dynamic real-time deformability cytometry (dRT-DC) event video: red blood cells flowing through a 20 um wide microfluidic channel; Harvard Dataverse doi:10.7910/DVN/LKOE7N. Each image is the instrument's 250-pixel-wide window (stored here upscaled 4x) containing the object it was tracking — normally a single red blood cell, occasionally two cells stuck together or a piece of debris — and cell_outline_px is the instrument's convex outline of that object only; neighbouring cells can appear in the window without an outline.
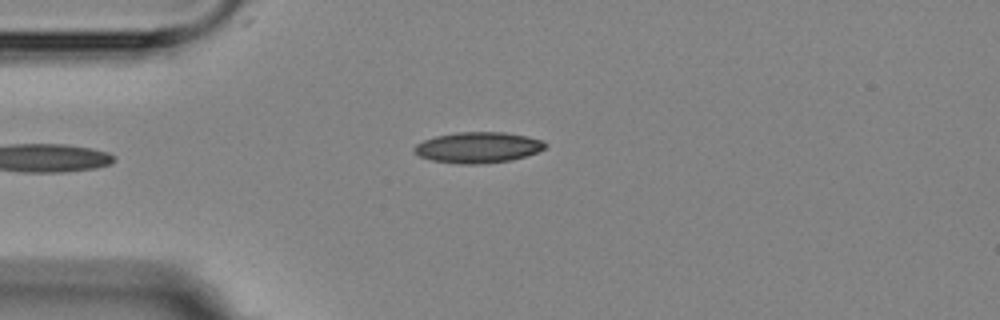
{"species": "Egyptian fruit bat (a non-hibernating species)", "species_latin": "Rousettus aegyptiacus", "temperature_condition": "room temperature", "stored_images_in_passage": 10, "camera_frame_rate_fps": 3000, "um_per_image_px": 0.085, "animal": {"sex": "female"}, "frame": {"image": 1, "passage_image": 3, "time_ms": 4.0, "image_size_px": [1000, 320], "cell_outline_px": [[548, 144], [544, 148], [536, 152], [512, 160], [480, 164], [460, 164], [432, 160], [420, 156], [412, 148], [416, 144], [424, 140], [436, 136], [456, 132], [504, 132], [528, 136], [544, 140]], "centroid_in_image_um": [40.65, 12.53], "position_along_channel_um": 44.4, "area_um2": 23.52}}
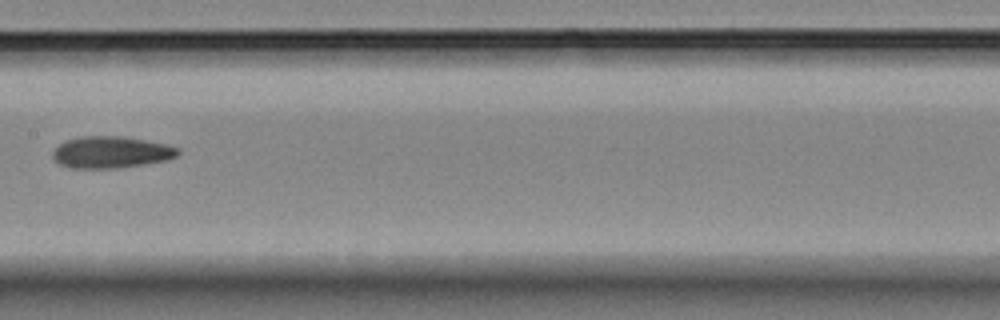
{"frame": {"image": 2, "passage_image": 7, "time_ms": 8.667, "image_size_px": [1000, 320], "cell_outline_px": [[180, 152], [176, 156], [164, 160], [116, 168], [68, 168], [56, 164], [52, 160], [52, 152], [60, 144], [68, 140], [80, 136], [124, 136], [168, 144], [180, 148]], "centroid_in_image_um": [9.4, 12.93], "position_along_channel_um": 198.0, "area_um2": 23.24}}
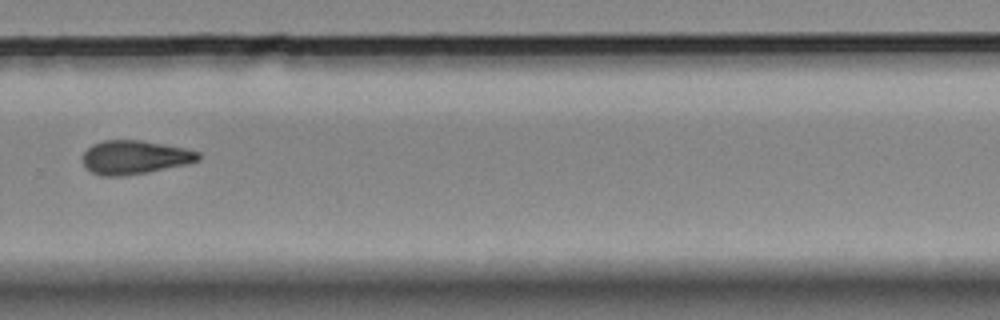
{"frame": {"image": 3, "passage_image": 10, "time_ms": 12.0, "image_size_px": [1000, 320], "cell_outline_px": [[200, 160], [188, 164], [148, 172], [124, 176], [100, 176], [92, 172], [84, 164], [84, 152], [92, 144], [100, 140], [140, 140], [184, 148], [200, 152]], "centroid_in_image_um": [11.46, 13.37], "position_along_channel_um": 318.3, "area_um2": 22.72}}